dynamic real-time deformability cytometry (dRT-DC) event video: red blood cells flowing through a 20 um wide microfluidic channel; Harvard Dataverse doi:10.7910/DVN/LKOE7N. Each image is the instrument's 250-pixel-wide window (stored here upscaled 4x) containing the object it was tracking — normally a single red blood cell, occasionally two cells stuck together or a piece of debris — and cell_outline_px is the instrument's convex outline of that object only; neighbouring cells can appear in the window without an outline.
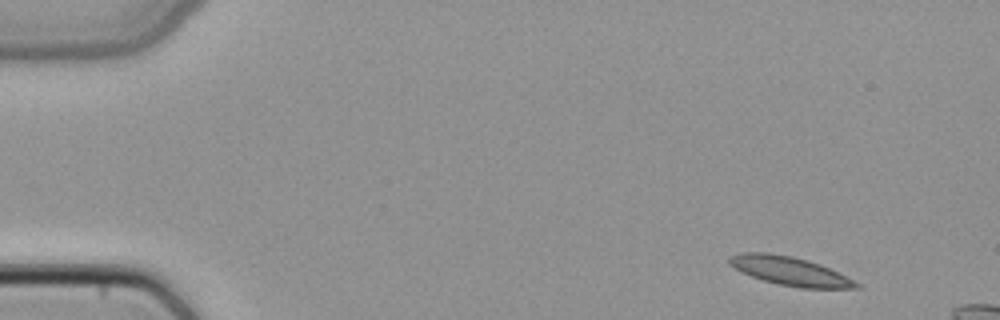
{"species": "common noctule bat (a hibernating species)", "species_latin": "Nyctalus noctula", "temperature_condition": "cold", "stored_images_in_passage": 3, "camera_frame_rate_fps": 3000, "um_per_image_px": 0.085, "animal": {"sex": "female", "body_mass_g": 22.7, "forearm_length_mm": 54.2}, "frame": {"image": 1, "passage_image": 1, "time_ms": 0.0, "image_size_px": [1000, 320], "cell_outline_px": [[864, 284], [860, 288], [800, 288], [780, 284], [764, 280], [740, 272], [728, 264], [728, 256], [740, 252], [768, 252], [792, 256], [820, 264]], "centroid_in_image_um": [67.14, 23.03], "position_along_channel_um": 17.9, "area_um2": 21.39}}